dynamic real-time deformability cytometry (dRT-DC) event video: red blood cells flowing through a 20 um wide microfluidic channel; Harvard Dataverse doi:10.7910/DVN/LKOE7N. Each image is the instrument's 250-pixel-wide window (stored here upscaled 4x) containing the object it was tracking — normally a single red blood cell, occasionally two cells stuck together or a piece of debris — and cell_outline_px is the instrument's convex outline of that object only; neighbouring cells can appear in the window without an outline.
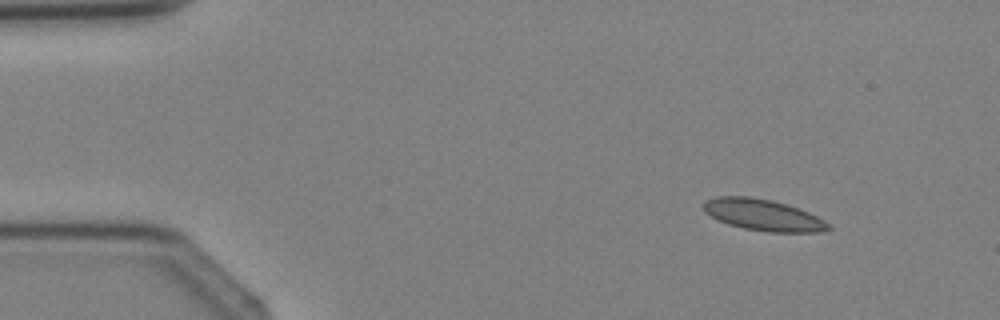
{"species": "Egyptian fruit bat (a non-hibernating species)", "species_latin": "Rousettus aegyptiacus", "temperature_condition": "cold", "stored_images_in_passage": 3, "camera_frame_rate_fps": 3000, "um_per_image_px": 0.085, "animal": {"sex": "female"}, "frame": {"image": 1, "passage_image": 1, "time_ms": 0.0, "image_size_px": [1000, 320], "cell_outline_px": [[832, 228], [820, 232], [768, 232], [744, 228], [728, 224], [704, 212], [704, 200], [716, 196], [748, 196], [772, 200], [788, 204], [808, 212], [824, 220]], "centroid_in_image_um": [64.86, 18.26], "position_along_channel_um": 20.1, "area_um2": 22.77}}
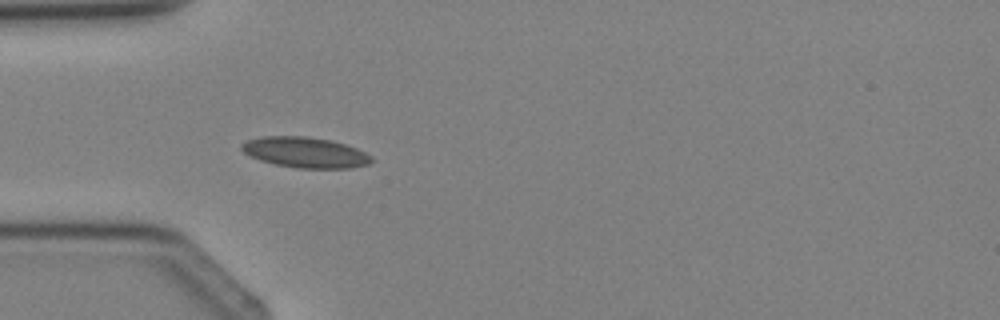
{"frame": {"image": 2, "passage_image": 3, "time_ms": 2.333, "image_size_px": [1000, 320], "cell_outline_px": [[376, 160], [368, 164], [352, 168], [296, 168], [276, 164], [260, 160], [244, 152], [240, 148], [240, 144], [248, 140], [264, 136], [304, 136], [328, 140], [344, 144], [356, 148], [372, 156]], "centroid_in_image_um": [25.96, 12.96], "position_along_channel_um": 59.0, "area_um2": 23.0}}